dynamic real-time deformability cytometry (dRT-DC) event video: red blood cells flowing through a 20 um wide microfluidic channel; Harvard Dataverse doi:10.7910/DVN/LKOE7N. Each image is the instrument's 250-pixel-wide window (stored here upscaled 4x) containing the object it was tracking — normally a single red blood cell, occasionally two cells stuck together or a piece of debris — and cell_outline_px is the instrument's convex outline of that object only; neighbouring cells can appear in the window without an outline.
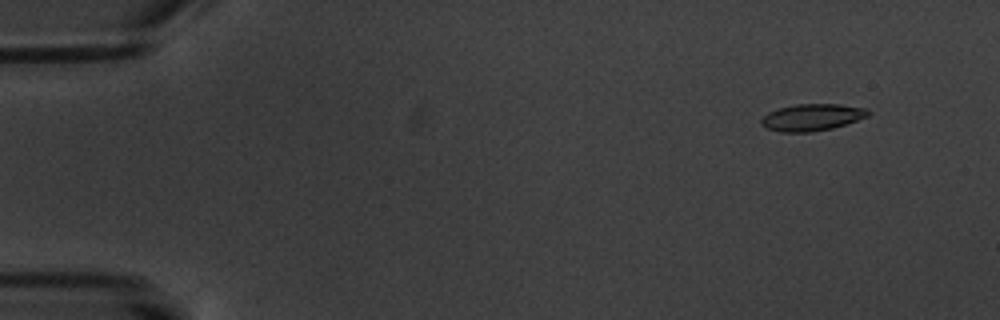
{"species": "common noctule bat (a hibernating species)", "species_latin": "Nyctalus noctula", "temperature_condition": "warm", "stored_images_in_passage": 6, "camera_frame_rate_fps": 3000, "um_per_image_px": 0.085, "animal": {"sex": "male", "body_mass_g": 20.1, "forearm_length_mm": 53.5}, "frame": {"image": 1, "passage_image": 2, "time_ms": 1.333, "image_size_px": [1000, 320], "cell_outline_px": [[872, 112], [868, 116], [832, 128], [812, 132], [780, 132], [768, 128], [760, 124], [760, 120], [768, 112], [780, 108], [796, 104], [840, 104], [868, 108]], "centroid_in_image_um": [69.04, 9.96], "position_along_channel_um": 16.0, "area_um2": 16.7}}
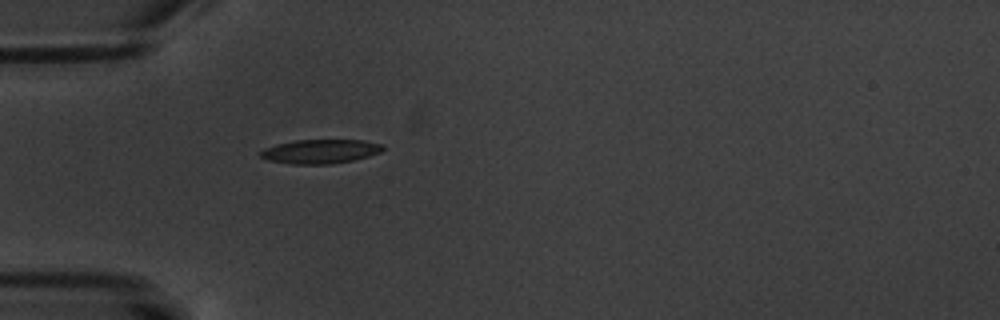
{"frame": {"image": 2, "passage_image": 6, "time_ms": 5.667, "image_size_px": [1000, 320], "cell_outline_px": [[384, 148], [380, 152], [368, 156], [352, 160], [332, 164], [292, 164], [268, 160], [260, 156], [260, 152], [264, 148], [276, 144], [296, 140], [364, 140], [380, 144]], "centroid_in_image_um": [27.2, 12.87], "position_along_channel_um": 57.8, "area_um2": 17.05}}